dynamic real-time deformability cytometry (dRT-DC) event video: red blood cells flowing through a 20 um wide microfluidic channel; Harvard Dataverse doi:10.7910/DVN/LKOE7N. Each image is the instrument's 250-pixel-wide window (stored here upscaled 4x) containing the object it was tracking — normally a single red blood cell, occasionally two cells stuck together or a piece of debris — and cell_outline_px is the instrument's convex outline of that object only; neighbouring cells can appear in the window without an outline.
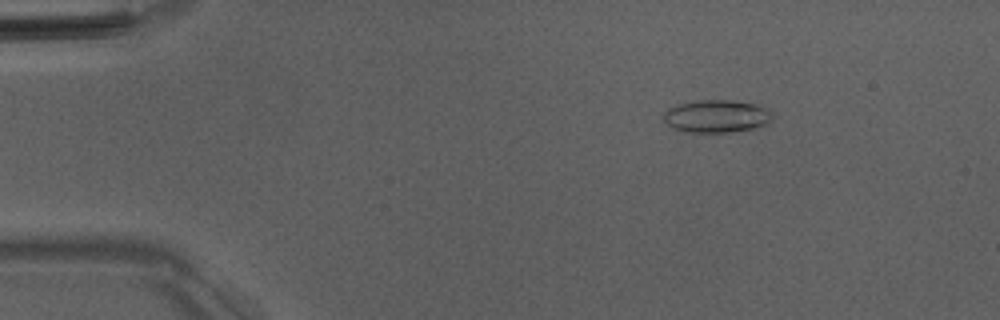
{"species": "Egyptian fruit bat (a non-hibernating species)", "species_latin": "Rousettus aegyptiacus", "temperature_condition": "room temperature", "stored_images_in_passage": 50, "camera_frame_rate_fps": 3000, "um_per_image_px": 0.085, "animal": {"sex": "male"}, "frame": {"image": 1, "passage_image": 6, "time_ms": 1.667, "image_size_px": [1000, 320], "cell_outline_px": [[772, 116], [760, 128], [752, 132], [684, 132], [672, 128], [664, 120], [664, 112], [668, 108], [676, 104], [692, 100], [732, 100], [760, 104]], "centroid_in_image_um": [60.9, 9.89], "position_along_channel_um": 24.1, "area_um2": 21.21}}
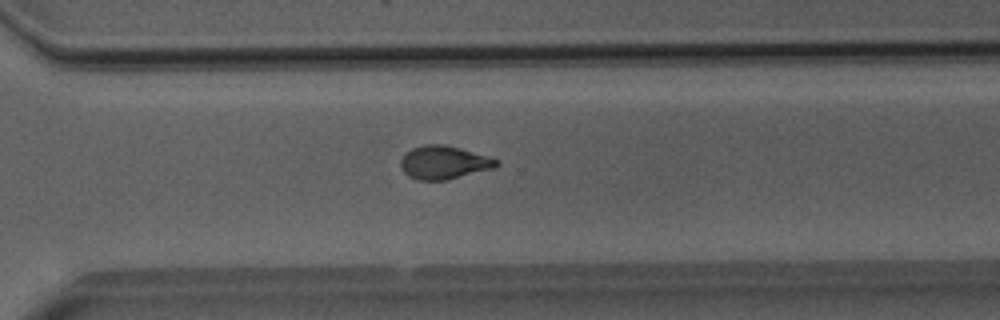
{"frame": {"image": 2, "passage_image": 35, "time_ms": 11.333, "image_size_px": [1000, 320], "cell_outline_px": [[500, 164], [492, 168], [444, 180], [416, 180], [408, 176], [400, 168], [400, 160], [412, 148], [424, 144], [444, 144], [460, 148], [488, 156], [496, 160]], "centroid_in_image_um": [37.68, 13.8], "position_along_channel_um": 332.9, "area_um2": 18.32}}
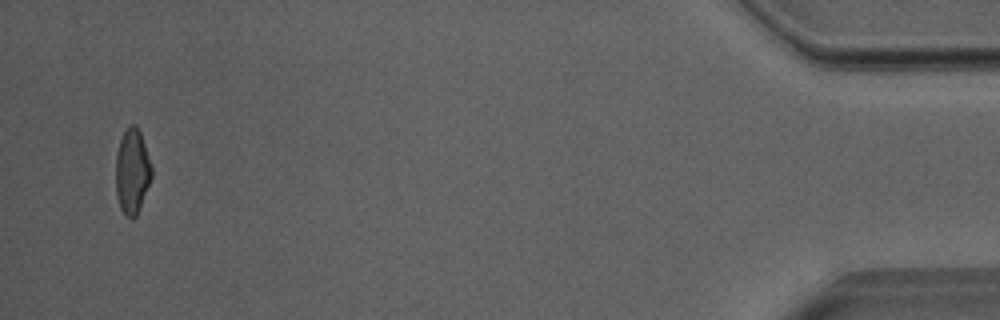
{"frame": {"image": 3, "passage_image": 48, "time_ms": 15.667, "image_size_px": [1000, 320], "cell_outline_px": [[152, 176], [136, 216], [132, 220], [124, 216], [120, 208], [116, 196], [116, 152], [120, 140], [128, 124], [136, 124], [140, 132], [152, 168]], "centroid_in_image_um": [11.21, 14.58], "position_along_channel_um": 424.0, "area_um2": 17.8}, "authors_computed_cell_mechanics": {"area_um2": 18.6405, "velocity_mm_per_s": 4.0369, "shape_relaxation_time_tau1_ms": 4.2205, "shape_relaxation_time_tau2_ms": 1.901, "deformation_change_tau1": 0.176, "deformation_change_tau2": 0.0853}}